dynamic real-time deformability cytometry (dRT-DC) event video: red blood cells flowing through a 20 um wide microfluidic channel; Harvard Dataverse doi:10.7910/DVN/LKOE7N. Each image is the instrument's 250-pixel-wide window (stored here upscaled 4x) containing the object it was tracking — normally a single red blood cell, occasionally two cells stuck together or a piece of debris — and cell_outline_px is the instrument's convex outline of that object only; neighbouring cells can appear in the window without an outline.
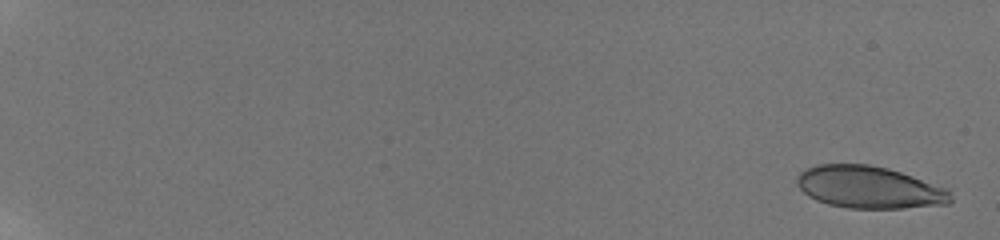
{"species": "human", "species_latin": "Homo sapiens", "temperature_condition": "room temperature", "stored_images_in_passage": 101, "camera_frame_rate_fps": 3000, "um_per_image_px": 0.085, "donor": {"sex": "male"}, "frame": {"image": 1, "passage_image": 3, "time_ms": 0.333, "image_size_px": [1000, 240], "cell_outline_px": [[952, 200], [948, 204], [904, 208], [848, 208], [828, 204], [816, 200], [808, 196], [796, 184], [796, 176], [804, 168], [816, 164], [868, 164], [888, 168], [948, 188], [952, 196]], "centroid_in_image_um": [73.86, 15.91], "position_along_channel_um": 11.1, "area_um2": 38.03}}
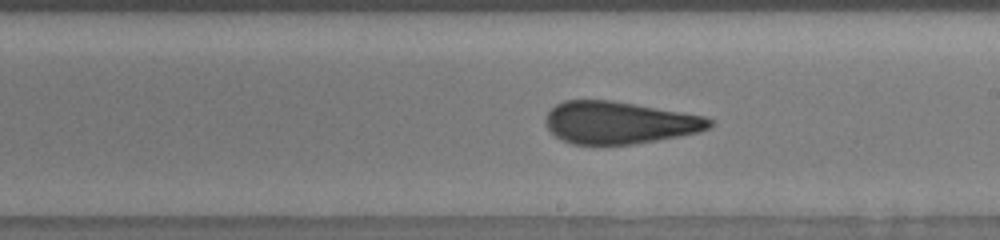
{"frame": {"image": 2, "passage_image": 64, "time_ms": 12.333, "image_size_px": [1000, 240], "cell_outline_px": [[712, 124], [708, 128], [700, 132], [656, 140], [632, 144], [572, 144], [556, 136], [548, 128], [544, 120], [548, 112], [556, 104], [564, 100], [612, 100], [636, 104], [704, 116], [712, 120]], "centroid_in_image_um": [52.62, 10.41], "position_along_channel_um": 236.4, "area_um2": 40.11}}
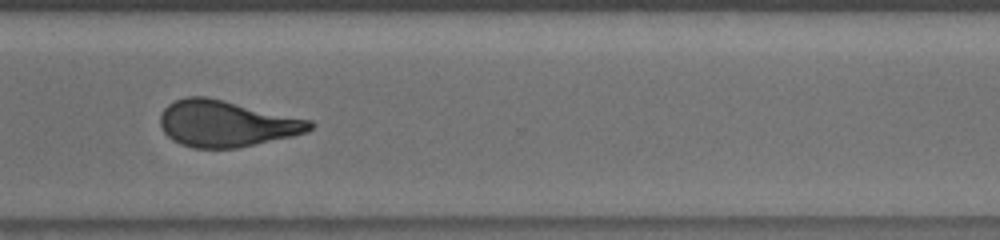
{"frame": {"image": 3, "passage_image": 78, "time_ms": 15.333, "image_size_px": [1000, 240], "cell_outline_px": [[316, 124], [308, 132], [292, 136], [236, 148], [192, 148], [180, 144], [172, 140], [164, 132], [160, 124], [160, 116], [164, 108], [168, 104], [184, 96], [208, 96], [312, 120]], "centroid_in_image_um": [19.24, 10.49], "position_along_channel_um": 351.4, "area_um2": 40.63}, "authors_computed_cell_mechanics": {"area_um2": 40.2288, "velocity_mm_per_s": 3.8413, "shape_relaxation_time_tau1_ms": null, "shape_relaxation_time_tau2_ms": 1.3191, "deformation_change_tau1": null, "deformation_change_tau2": 0.0848}}